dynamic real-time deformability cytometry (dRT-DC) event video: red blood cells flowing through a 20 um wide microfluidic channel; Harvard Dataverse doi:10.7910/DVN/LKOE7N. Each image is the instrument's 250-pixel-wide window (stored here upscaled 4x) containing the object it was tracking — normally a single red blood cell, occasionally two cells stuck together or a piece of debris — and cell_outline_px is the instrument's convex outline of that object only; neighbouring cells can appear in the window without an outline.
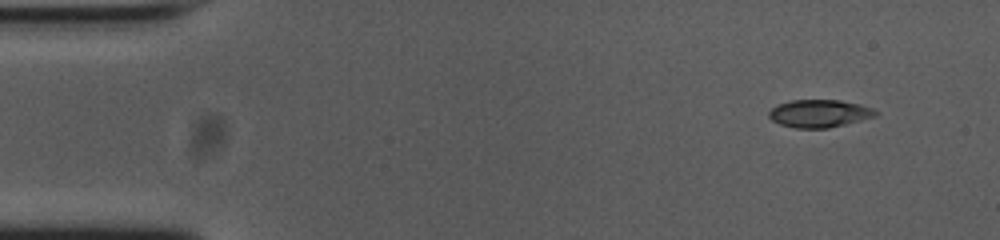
{"species": "common noctule bat (a hibernating species)", "species_latin": "Nyctalus noctula", "temperature_condition": "cold", "stored_images_in_passage": 50, "camera_frame_rate_fps": 3000, "um_per_image_px": 0.085, "animal": {"sex": "female", "body_mass_g": 23.0, "forearm_length_mm": 53.4}, "frame": {"image": 1, "passage_image": 1, "time_ms": 0.0, "image_size_px": [1000, 240], "cell_outline_px": [[880, 112], [876, 116], [828, 128], [796, 128], [780, 124], [772, 120], [768, 116], [768, 112], [772, 108], [780, 104], [792, 100], [840, 100], [860, 104], [872, 108]], "centroid_in_image_um": [69.66, 9.64], "position_along_channel_um": 15.3, "area_um2": 17.11}}
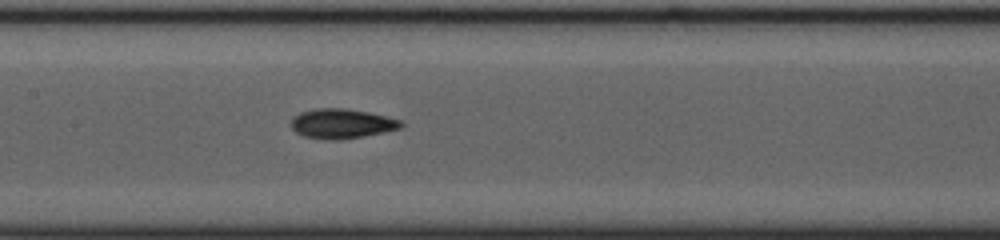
{"frame": {"image": 2, "passage_image": 22, "time_ms": 7.0, "image_size_px": [1000, 240], "cell_outline_px": [[404, 124], [400, 128], [340, 140], [332, 140], [304, 136], [296, 132], [292, 128], [292, 116], [300, 112], [316, 108], [344, 108], [368, 112], [400, 120]], "centroid_in_image_um": [29.0, 10.49], "position_along_channel_um": 178.4, "area_um2": 18.67}}
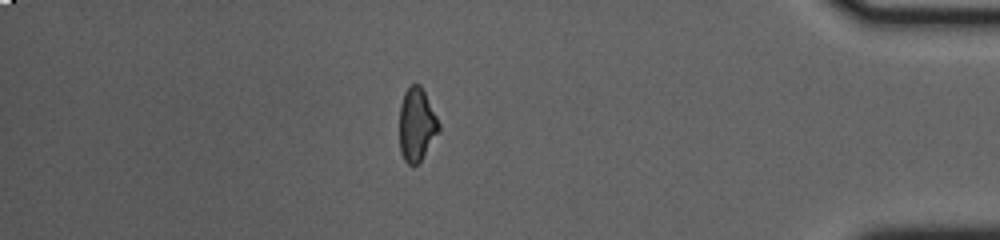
{"frame": {"image": 3, "passage_image": 43, "time_ms": 14.0, "image_size_px": [1000, 240], "cell_outline_px": [[440, 132], [420, 160], [416, 164], [408, 164], [404, 160], [400, 152], [400, 104], [404, 92], [412, 84], [420, 84], [440, 124]], "centroid_in_image_um": [35.42, 10.59], "position_along_channel_um": 399.8, "area_um2": 16.65}, "authors_computed_cell_mechanics": {"area_um2": 17.6579, "velocity_mm_per_s": 3.7668, "shape_relaxation_time_tau1_ms": 3.7267, "shape_relaxation_time_tau2_ms": 1.8643, "deformation_change_tau1": 0.157, "deformation_change_tau2": 0.0847}}